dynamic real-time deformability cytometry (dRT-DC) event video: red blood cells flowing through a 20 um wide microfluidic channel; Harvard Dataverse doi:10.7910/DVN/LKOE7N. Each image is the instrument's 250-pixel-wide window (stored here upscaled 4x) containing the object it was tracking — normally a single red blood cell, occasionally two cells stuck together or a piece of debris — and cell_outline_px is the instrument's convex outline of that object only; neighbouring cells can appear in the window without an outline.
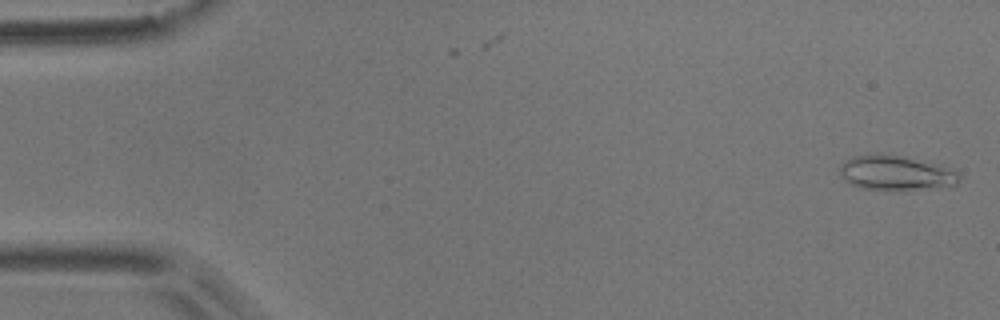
{"species": "common noctule bat (a hibernating species)", "species_latin": "Nyctalus noctula", "temperature_condition": "room temperature", "stored_images_in_passage": 5, "camera_frame_rate_fps": 3000, "um_per_image_px": 0.085, "animal": {"sex": "male", "body_mass_g": 17.9}, "frame": {"image": 1, "passage_image": 1, "time_ms": 0.0, "image_size_px": [1000, 320], "cell_outline_px": [[960, 180], [952, 188], [860, 188], [844, 180], [840, 176], [840, 164], [844, 160], [852, 156], [904, 156], [952, 168], [960, 176]], "centroid_in_image_um": [76.2, 14.71], "position_along_channel_um": 8.8, "area_um2": 23.47}}